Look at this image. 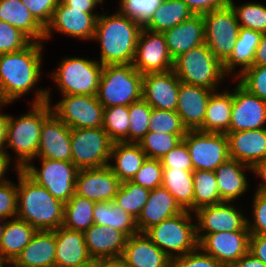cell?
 Returning a JSON list of instances; mask_svg holds the SVG:
<instances>
[{
	"instance_id": "obj_68",
	"label": "cell",
	"mask_w": 266,
	"mask_h": 267,
	"mask_svg": "<svg viewBox=\"0 0 266 267\" xmlns=\"http://www.w3.org/2000/svg\"><path fill=\"white\" fill-rule=\"evenodd\" d=\"M2 225H0V242H1V239H2V234H3V231H4V227H5V223L2 222L1 223Z\"/></svg>"
},
{
	"instance_id": "obj_58",
	"label": "cell",
	"mask_w": 266,
	"mask_h": 267,
	"mask_svg": "<svg viewBox=\"0 0 266 267\" xmlns=\"http://www.w3.org/2000/svg\"><path fill=\"white\" fill-rule=\"evenodd\" d=\"M66 6L77 9H84L85 13H92L97 6L95 0H61Z\"/></svg>"
},
{
	"instance_id": "obj_69",
	"label": "cell",
	"mask_w": 266,
	"mask_h": 267,
	"mask_svg": "<svg viewBox=\"0 0 266 267\" xmlns=\"http://www.w3.org/2000/svg\"><path fill=\"white\" fill-rule=\"evenodd\" d=\"M222 267H239L236 263H232V264H224L222 265Z\"/></svg>"
},
{
	"instance_id": "obj_16",
	"label": "cell",
	"mask_w": 266,
	"mask_h": 267,
	"mask_svg": "<svg viewBox=\"0 0 266 267\" xmlns=\"http://www.w3.org/2000/svg\"><path fill=\"white\" fill-rule=\"evenodd\" d=\"M99 14L85 13L84 9L71 8L59 0L50 23L44 31V39L51 38L52 31L84 40H93Z\"/></svg>"
},
{
	"instance_id": "obj_65",
	"label": "cell",
	"mask_w": 266,
	"mask_h": 267,
	"mask_svg": "<svg viewBox=\"0 0 266 267\" xmlns=\"http://www.w3.org/2000/svg\"><path fill=\"white\" fill-rule=\"evenodd\" d=\"M72 267H95V259L92 258V259L86 261L85 263L78 264V265H75Z\"/></svg>"
},
{
	"instance_id": "obj_62",
	"label": "cell",
	"mask_w": 266,
	"mask_h": 267,
	"mask_svg": "<svg viewBox=\"0 0 266 267\" xmlns=\"http://www.w3.org/2000/svg\"><path fill=\"white\" fill-rule=\"evenodd\" d=\"M254 171V174L256 176H259L262 178L261 185L258 186L257 190L258 192L266 193V158L260 160L253 168L252 172ZM264 181V182H263Z\"/></svg>"
},
{
	"instance_id": "obj_52",
	"label": "cell",
	"mask_w": 266,
	"mask_h": 267,
	"mask_svg": "<svg viewBox=\"0 0 266 267\" xmlns=\"http://www.w3.org/2000/svg\"><path fill=\"white\" fill-rule=\"evenodd\" d=\"M171 267H222L214 257L201 252L198 247L192 252L171 259Z\"/></svg>"
},
{
	"instance_id": "obj_64",
	"label": "cell",
	"mask_w": 266,
	"mask_h": 267,
	"mask_svg": "<svg viewBox=\"0 0 266 267\" xmlns=\"http://www.w3.org/2000/svg\"><path fill=\"white\" fill-rule=\"evenodd\" d=\"M10 159L7 154H0V184L5 183L7 180L4 176L9 168Z\"/></svg>"
},
{
	"instance_id": "obj_2",
	"label": "cell",
	"mask_w": 266,
	"mask_h": 267,
	"mask_svg": "<svg viewBox=\"0 0 266 267\" xmlns=\"http://www.w3.org/2000/svg\"><path fill=\"white\" fill-rule=\"evenodd\" d=\"M143 27L120 10L112 15L100 14L94 40L100 41V63L132 64L138 38Z\"/></svg>"
},
{
	"instance_id": "obj_49",
	"label": "cell",
	"mask_w": 266,
	"mask_h": 267,
	"mask_svg": "<svg viewBox=\"0 0 266 267\" xmlns=\"http://www.w3.org/2000/svg\"><path fill=\"white\" fill-rule=\"evenodd\" d=\"M32 41L16 27L0 20V54L17 52Z\"/></svg>"
},
{
	"instance_id": "obj_53",
	"label": "cell",
	"mask_w": 266,
	"mask_h": 267,
	"mask_svg": "<svg viewBox=\"0 0 266 267\" xmlns=\"http://www.w3.org/2000/svg\"><path fill=\"white\" fill-rule=\"evenodd\" d=\"M253 198V222L247 220L250 234L266 235V193L255 192Z\"/></svg>"
},
{
	"instance_id": "obj_32",
	"label": "cell",
	"mask_w": 266,
	"mask_h": 267,
	"mask_svg": "<svg viewBox=\"0 0 266 267\" xmlns=\"http://www.w3.org/2000/svg\"><path fill=\"white\" fill-rule=\"evenodd\" d=\"M113 158L115 164L109 163L108 166L118 179L124 182L132 180L147 156L138 143L113 142L109 160Z\"/></svg>"
},
{
	"instance_id": "obj_30",
	"label": "cell",
	"mask_w": 266,
	"mask_h": 267,
	"mask_svg": "<svg viewBox=\"0 0 266 267\" xmlns=\"http://www.w3.org/2000/svg\"><path fill=\"white\" fill-rule=\"evenodd\" d=\"M246 169L252 170V167L229 158L214 171L222 201L233 202L248 190Z\"/></svg>"
},
{
	"instance_id": "obj_27",
	"label": "cell",
	"mask_w": 266,
	"mask_h": 267,
	"mask_svg": "<svg viewBox=\"0 0 266 267\" xmlns=\"http://www.w3.org/2000/svg\"><path fill=\"white\" fill-rule=\"evenodd\" d=\"M54 230H37L30 242L10 264L13 267H55Z\"/></svg>"
},
{
	"instance_id": "obj_6",
	"label": "cell",
	"mask_w": 266,
	"mask_h": 267,
	"mask_svg": "<svg viewBox=\"0 0 266 267\" xmlns=\"http://www.w3.org/2000/svg\"><path fill=\"white\" fill-rule=\"evenodd\" d=\"M173 71L181 82L213 91L226 76L223 64L205 43L174 59Z\"/></svg>"
},
{
	"instance_id": "obj_1",
	"label": "cell",
	"mask_w": 266,
	"mask_h": 267,
	"mask_svg": "<svg viewBox=\"0 0 266 267\" xmlns=\"http://www.w3.org/2000/svg\"><path fill=\"white\" fill-rule=\"evenodd\" d=\"M49 89H39L31 106V111L17 118L10 116L5 148L12 147L17 155L15 170H22L37 157L41 128L53 113Z\"/></svg>"
},
{
	"instance_id": "obj_60",
	"label": "cell",
	"mask_w": 266,
	"mask_h": 267,
	"mask_svg": "<svg viewBox=\"0 0 266 267\" xmlns=\"http://www.w3.org/2000/svg\"><path fill=\"white\" fill-rule=\"evenodd\" d=\"M253 65L266 66V33H262L260 43L255 52Z\"/></svg>"
},
{
	"instance_id": "obj_46",
	"label": "cell",
	"mask_w": 266,
	"mask_h": 267,
	"mask_svg": "<svg viewBox=\"0 0 266 267\" xmlns=\"http://www.w3.org/2000/svg\"><path fill=\"white\" fill-rule=\"evenodd\" d=\"M149 131L155 133L186 134L187 128L176 111L152 108Z\"/></svg>"
},
{
	"instance_id": "obj_61",
	"label": "cell",
	"mask_w": 266,
	"mask_h": 267,
	"mask_svg": "<svg viewBox=\"0 0 266 267\" xmlns=\"http://www.w3.org/2000/svg\"><path fill=\"white\" fill-rule=\"evenodd\" d=\"M95 267H129L126 261L120 257L95 259Z\"/></svg>"
},
{
	"instance_id": "obj_66",
	"label": "cell",
	"mask_w": 266,
	"mask_h": 267,
	"mask_svg": "<svg viewBox=\"0 0 266 267\" xmlns=\"http://www.w3.org/2000/svg\"><path fill=\"white\" fill-rule=\"evenodd\" d=\"M7 104L9 105V103L6 101V99L4 98L1 88H0V108L1 106H7Z\"/></svg>"
},
{
	"instance_id": "obj_14",
	"label": "cell",
	"mask_w": 266,
	"mask_h": 267,
	"mask_svg": "<svg viewBox=\"0 0 266 267\" xmlns=\"http://www.w3.org/2000/svg\"><path fill=\"white\" fill-rule=\"evenodd\" d=\"M173 64L174 60L168 52L164 34L143 27L132 62L134 68L145 75L169 71L173 69Z\"/></svg>"
},
{
	"instance_id": "obj_50",
	"label": "cell",
	"mask_w": 266,
	"mask_h": 267,
	"mask_svg": "<svg viewBox=\"0 0 266 267\" xmlns=\"http://www.w3.org/2000/svg\"><path fill=\"white\" fill-rule=\"evenodd\" d=\"M237 79L250 93L266 101V66L253 65L240 74Z\"/></svg>"
},
{
	"instance_id": "obj_63",
	"label": "cell",
	"mask_w": 266,
	"mask_h": 267,
	"mask_svg": "<svg viewBox=\"0 0 266 267\" xmlns=\"http://www.w3.org/2000/svg\"><path fill=\"white\" fill-rule=\"evenodd\" d=\"M236 264L239 267H266V265L249 251Z\"/></svg>"
},
{
	"instance_id": "obj_8",
	"label": "cell",
	"mask_w": 266,
	"mask_h": 267,
	"mask_svg": "<svg viewBox=\"0 0 266 267\" xmlns=\"http://www.w3.org/2000/svg\"><path fill=\"white\" fill-rule=\"evenodd\" d=\"M103 70L99 61L66 57L53 72L62 95H97Z\"/></svg>"
},
{
	"instance_id": "obj_42",
	"label": "cell",
	"mask_w": 266,
	"mask_h": 267,
	"mask_svg": "<svg viewBox=\"0 0 266 267\" xmlns=\"http://www.w3.org/2000/svg\"><path fill=\"white\" fill-rule=\"evenodd\" d=\"M129 106L104 108L103 129L113 142H129Z\"/></svg>"
},
{
	"instance_id": "obj_18",
	"label": "cell",
	"mask_w": 266,
	"mask_h": 267,
	"mask_svg": "<svg viewBox=\"0 0 266 267\" xmlns=\"http://www.w3.org/2000/svg\"><path fill=\"white\" fill-rule=\"evenodd\" d=\"M249 231L216 232L204 235L198 247L222 265L236 263L249 251Z\"/></svg>"
},
{
	"instance_id": "obj_39",
	"label": "cell",
	"mask_w": 266,
	"mask_h": 267,
	"mask_svg": "<svg viewBox=\"0 0 266 267\" xmlns=\"http://www.w3.org/2000/svg\"><path fill=\"white\" fill-rule=\"evenodd\" d=\"M94 201L76 194L64 204L63 224L67 229L85 232L94 224Z\"/></svg>"
},
{
	"instance_id": "obj_33",
	"label": "cell",
	"mask_w": 266,
	"mask_h": 267,
	"mask_svg": "<svg viewBox=\"0 0 266 267\" xmlns=\"http://www.w3.org/2000/svg\"><path fill=\"white\" fill-rule=\"evenodd\" d=\"M233 106V93L223 91L213 92L205 111L203 125L198 129L202 132L224 133L229 132L231 111Z\"/></svg>"
},
{
	"instance_id": "obj_57",
	"label": "cell",
	"mask_w": 266,
	"mask_h": 267,
	"mask_svg": "<svg viewBox=\"0 0 266 267\" xmlns=\"http://www.w3.org/2000/svg\"><path fill=\"white\" fill-rule=\"evenodd\" d=\"M249 252L266 265V235L251 234Z\"/></svg>"
},
{
	"instance_id": "obj_59",
	"label": "cell",
	"mask_w": 266,
	"mask_h": 267,
	"mask_svg": "<svg viewBox=\"0 0 266 267\" xmlns=\"http://www.w3.org/2000/svg\"><path fill=\"white\" fill-rule=\"evenodd\" d=\"M1 109V108H0ZM10 115L0 113V154H7L11 160V156L5 151L4 148L7 137V128Z\"/></svg>"
},
{
	"instance_id": "obj_45",
	"label": "cell",
	"mask_w": 266,
	"mask_h": 267,
	"mask_svg": "<svg viewBox=\"0 0 266 267\" xmlns=\"http://www.w3.org/2000/svg\"><path fill=\"white\" fill-rule=\"evenodd\" d=\"M151 111L143 98L129 105V142L138 143L149 132Z\"/></svg>"
},
{
	"instance_id": "obj_70",
	"label": "cell",
	"mask_w": 266,
	"mask_h": 267,
	"mask_svg": "<svg viewBox=\"0 0 266 267\" xmlns=\"http://www.w3.org/2000/svg\"><path fill=\"white\" fill-rule=\"evenodd\" d=\"M97 3L102 4L104 0H95Z\"/></svg>"
},
{
	"instance_id": "obj_67",
	"label": "cell",
	"mask_w": 266,
	"mask_h": 267,
	"mask_svg": "<svg viewBox=\"0 0 266 267\" xmlns=\"http://www.w3.org/2000/svg\"><path fill=\"white\" fill-rule=\"evenodd\" d=\"M4 265H10V263L0 254V267H4Z\"/></svg>"
},
{
	"instance_id": "obj_7",
	"label": "cell",
	"mask_w": 266,
	"mask_h": 267,
	"mask_svg": "<svg viewBox=\"0 0 266 267\" xmlns=\"http://www.w3.org/2000/svg\"><path fill=\"white\" fill-rule=\"evenodd\" d=\"M190 214L184 210L151 226L144 233L171 259L185 255L198 248L196 223L192 224Z\"/></svg>"
},
{
	"instance_id": "obj_29",
	"label": "cell",
	"mask_w": 266,
	"mask_h": 267,
	"mask_svg": "<svg viewBox=\"0 0 266 267\" xmlns=\"http://www.w3.org/2000/svg\"><path fill=\"white\" fill-rule=\"evenodd\" d=\"M56 237L55 267H72L92 259L85 244L84 232L60 226L54 230Z\"/></svg>"
},
{
	"instance_id": "obj_17",
	"label": "cell",
	"mask_w": 266,
	"mask_h": 267,
	"mask_svg": "<svg viewBox=\"0 0 266 267\" xmlns=\"http://www.w3.org/2000/svg\"><path fill=\"white\" fill-rule=\"evenodd\" d=\"M233 91L229 131L266 128V101L250 93L238 81Z\"/></svg>"
},
{
	"instance_id": "obj_47",
	"label": "cell",
	"mask_w": 266,
	"mask_h": 267,
	"mask_svg": "<svg viewBox=\"0 0 266 267\" xmlns=\"http://www.w3.org/2000/svg\"><path fill=\"white\" fill-rule=\"evenodd\" d=\"M163 0H120L119 10L144 27Z\"/></svg>"
},
{
	"instance_id": "obj_48",
	"label": "cell",
	"mask_w": 266,
	"mask_h": 267,
	"mask_svg": "<svg viewBox=\"0 0 266 267\" xmlns=\"http://www.w3.org/2000/svg\"><path fill=\"white\" fill-rule=\"evenodd\" d=\"M163 170L161 160L147 158L131 182L153 190L156 187L162 186Z\"/></svg>"
},
{
	"instance_id": "obj_11",
	"label": "cell",
	"mask_w": 266,
	"mask_h": 267,
	"mask_svg": "<svg viewBox=\"0 0 266 267\" xmlns=\"http://www.w3.org/2000/svg\"><path fill=\"white\" fill-rule=\"evenodd\" d=\"M193 165V171H215L229 157L228 137L224 133L188 130L183 137Z\"/></svg>"
},
{
	"instance_id": "obj_23",
	"label": "cell",
	"mask_w": 266,
	"mask_h": 267,
	"mask_svg": "<svg viewBox=\"0 0 266 267\" xmlns=\"http://www.w3.org/2000/svg\"><path fill=\"white\" fill-rule=\"evenodd\" d=\"M226 135L231 159L253 168L266 158V128L229 131Z\"/></svg>"
},
{
	"instance_id": "obj_40",
	"label": "cell",
	"mask_w": 266,
	"mask_h": 267,
	"mask_svg": "<svg viewBox=\"0 0 266 267\" xmlns=\"http://www.w3.org/2000/svg\"><path fill=\"white\" fill-rule=\"evenodd\" d=\"M192 177L194 182L193 212L199 208L223 202L219 196L214 171L195 170Z\"/></svg>"
},
{
	"instance_id": "obj_28",
	"label": "cell",
	"mask_w": 266,
	"mask_h": 267,
	"mask_svg": "<svg viewBox=\"0 0 266 267\" xmlns=\"http://www.w3.org/2000/svg\"><path fill=\"white\" fill-rule=\"evenodd\" d=\"M121 257L129 267H171V258L145 233L128 237Z\"/></svg>"
},
{
	"instance_id": "obj_54",
	"label": "cell",
	"mask_w": 266,
	"mask_h": 267,
	"mask_svg": "<svg viewBox=\"0 0 266 267\" xmlns=\"http://www.w3.org/2000/svg\"><path fill=\"white\" fill-rule=\"evenodd\" d=\"M11 182L0 184V216L5 220L17 216V185Z\"/></svg>"
},
{
	"instance_id": "obj_9",
	"label": "cell",
	"mask_w": 266,
	"mask_h": 267,
	"mask_svg": "<svg viewBox=\"0 0 266 267\" xmlns=\"http://www.w3.org/2000/svg\"><path fill=\"white\" fill-rule=\"evenodd\" d=\"M39 170L28 163L22 171L36 184L45 187L55 198L66 204L75 194V184L79 169L69 161L41 158Z\"/></svg>"
},
{
	"instance_id": "obj_10",
	"label": "cell",
	"mask_w": 266,
	"mask_h": 267,
	"mask_svg": "<svg viewBox=\"0 0 266 267\" xmlns=\"http://www.w3.org/2000/svg\"><path fill=\"white\" fill-rule=\"evenodd\" d=\"M112 145L103 127L71 129L72 163L78 169L108 165Z\"/></svg>"
},
{
	"instance_id": "obj_20",
	"label": "cell",
	"mask_w": 266,
	"mask_h": 267,
	"mask_svg": "<svg viewBox=\"0 0 266 267\" xmlns=\"http://www.w3.org/2000/svg\"><path fill=\"white\" fill-rule=\"evenodd\" d=\"M180 83L173 69L145 74L142 98L154 109L176 111Z\"/></svg>"
},
{
	"instance_id": "obj_4",
	"label": "cell",
	"mask_w": 266,
	"mask_h": 267,
	"mask_svg": "<svg viewBox=\"0 0 266 267\" xmlns=\"http://www.w3.org/2000/svg\"><path fill=\"white\" fill-rule=\"evenodd\" d=\"M42 42L17 52L0 54V88L8 103L31 91L41 75Z\"/></svg>"
},
{
	"instance_id": "obj_15",
	"label": "cell",
	"mask_w": 266,
	"mask_h": 267,
	"mask_svg": "<svg viewBox=\"0 0 266 267\" xmlns=\"http://www.w3.org/2000/svg\"><path fill=\"white\" fill-rule=\"evenodd\" d=\"M231 203L223 201L195 211L198 241L204 235L216 232L249 231L247 217Z\"/></svg>"
},
{
	"instance_id": "obj_71",
	"label": "cell",
	"mask_w": 266,
	"mask_h": 267,
	"mask_svg": "<svg viewBox=\"0 0 266 267\" xmlns=\"http://www.w3.org/2000/svg\"><path fill=\"white\" fill-rule=\"evenodd\" d=\"M6 220L3 219L1 216H0V222H5Z\"/></svg>"
},
{
	"instance_id": "obj_36",
	"label": "cell",
	"mask_w": 266,
	"mask_h": 267,
	"mask_svg": "<svg viewBox=\"0 0 266 267\" xmlns=\"http://www.w3.org/2000/svg\"><path fill=\"white\" fill-rule=\"evenodd\" d=\"M94 224L111 226L128 237L139 233L136 219L113 201L96 202L93 213Z\"/></svg>"
},
{
	"instance_id": "obj_21",
	"label": "cell",
	"mask_w": 266,
	"mask_h": 267,
	"mask_svg": "<svg viewBox=\"0 0 266 267\" xmlns=\"http://www.w3.org/2000/svg\"><path fill=\"white\" fill-rule=\"evenodd\" d=\"M38 157L72 162L71 129L54 113L42 125Z\"/></svg>"
},
{
	"instance_id": "obj_3",
	"label": "cell",
	"mask_w": 266,
	"mask_h": 267,
	"mask_svg": "<svg viewBox=\"0 0 266 267\" xmlns=\"http://www.w3.org/2000/svg\"><path fill=\"white\" fill-rule=\"evenodd\" d=\"M17 216L36 230L53 231L63 224L64 203L55 199L45 187L36 184L18 170Z\"/></svg>"
},
{
	"instance_id": "obj_22",
	"label": "cell",
	"mask_w": 266,
	"mask_h": 267,
	"mask_svg": "<svg viewBox=\"0 0 266 267\" xmlns=\"http://www.w3.org/2000/svg\"><path fill=\"white\" fill-rule=\"evenodd\" d=\"M213 90L181 82L176 112L187 130H198L204 121L205 111Z\"/></svg>"
},
{
	"instance_id": "obj_24",
	"label": "cell",
	"mask_w": 266,
	"mask_h": 267,
	"mask_svg": "<svg viewBox=\"0 0 266 267\" xmlns=\"http://www.w3.org/2000/svg\"><path fill=\"white\" fill-rule=\"evenodd\" d=\"M168 52L172 59L205 43V22L202 15H192L163 32Z\"/></svg>"
},
{
	"instance_id": "obj_26",
	"label": "cell",
	"mask_w": 266,
	"mask_h": 267,
	"mask_svg": "<svg viewBox=\"0 0 266 267\" xmlns=\"http://www.w3.org/2000/svg\"><path fill=\"white\" fill-rule=\"evenodd\" d=\"M183 211L166 188L163 186L156 187L150 190L147 203L136 220L137 229L139 233H144L151 226L176 216Z\"/></svg>"
},
{
	"instance_id": "obj_35",
	"label": "cell",
	"mask_w": 266,
	"mask_h": 267,
	"mask_svg": "<svg viewBox=\"0 0 266 267\" xmlns=\"http://www.w3.org/2000/svg\"><path fill=\"white\" fill-rule=\"evenodd\" d=\"M6 220L2 239L0 242V254L11 264L21 251L30 242L36 229L24 220L15 217Z\"/></svg>"
},
{
	"instance_id": "obj_12",
	"label": "cell",
	"mask_w": 266,
	"mask_h": 267,
	"mask_svg": "<svg viewBox=\"0 0 266 267\" xmlns=\"http://www.w3.org/2000/svg\"><path fill=\"white\" fill-rule=\"evenodd\" d=\"M205 22V44L223 64L232 54L239 34V23L228 5L202 15Z\"/></svg>"
},
{
	"instance_id": "obj_13",
	"label": "cell",
	"mask_w": 266,
	"mask_h": 267,
	"mask_svg": "<svg viewBox=\"0 0 266 267\" xmlns=\"http://www.w3.org/2000/svg\"><path fill=\"white\" fill-rule=\"evenodd\" d=\"M62 96L52 112L70 129L102 127L104 107L97 95Z\"/></svg>"
},
{
	"instance_id": "obj_37",
	"label": "cell",
	"mask_w": 266,
	"mask_h": 267,
	"mask_svg": "<svg viewBox=\"0 0 266 267\" xmlns=\"http://www.w3.org/2000/svg\"><path fill=\"white\" fill-rule=\"evenodd\" d=\"M192 15L193 13L184 1L163 0L144 28L163 33L189 19Z\"/></svg>"
},
{
	"instance_id": "obj_38",
	"label": "cell",
	"mask_w": 266,
	"mask_h": 267,
	"mask_svg": "<svg viewBox=\"0 0 266 267\" xmlns=\"http://www.w3.org/2000/svg\"><path fill=\"white\" fill-rule=\"evenodd\" d=\"M193 171L164 169L162 186L175 198L183 210L193 212L194 182Z\"/></svg>"
},
{
	"instance_id": "obj_5",
	"label": "cell",
	"mask_w": 266,
	"mask_h": 267,
	"mask_svg": "<svg viewBox=\"0 0 266 267\" xmlns=\"http://www.w3.org/2000/svg\"><path fill=\"white\" fill-rule=\"evenodd\" d=\"M143 75L132 64L103 66L97 98L104 108L142 99Z\"/></svg>"
},
{
	"instance_id": "obj_43",
	"label": "cell",
	"mask_w": 266,
	"mask_h": 267,
	"mask_svg": "<svg viewBox=\"0 0 266 267\" xmlns=\"http://www.w3.org/2000/svg\"><path fill=\"white\" fill-rule=\"evenodd\" d=\"M186 134H168L148 132L139 142L147 158L161 160L163 156L177 146Z\"/></svg>"
},
{
	"instance_id": "obj_41",
	"label": "cell",
	"mask_w": 266,
	"mask_h": 267,
	"mask_svg": "<svg viewBox=\"0 0 266 267\" xmlns=\"http://www.w3.org/2000/svg\"><path fill=\"white\" fill-rule=\"evenodd\" d=\"M149 192V189L131 181H124L121 183L113 202L137 220L147 203Z\"/></svg>"
},
{
	"instance_id": "obj_19",
	"label": "cell",
	"mask_w": 266,
	"mask_h": 267,
	"mask_svg": "<svg viewBox=\"0 0 266 267\" xmlns=\"http://www.w3.org/2000/svg\"><path fill=\"white\" fill-rule=\"evenodd\" d=\"M121 183L108 165L79 169L75 194L94 202L113 201Z\"/></svg>"
},
{
	"instance_id": "obj_34",
	"label": "cell",
	"mask_w": 266,
	"mask_h": 267,
	"mask_svg": "<svg viewBox=\"0 0 266 267\" xmlns=\"http://www.w3.org/2000/svg\"><path fill=\"white\" fill-rule=\"evenodd\" d=\"M261 36V32L240 27L233 52L223 63V69L226 75L232 72L234 73L237 65L241 66V69L234 78L253 66L255 52L260 43Z\"/></svg>"
},
{
	"instance_id": "obj_44",
	"label": "cell",
	"mask_w": 266,
	"mask_h": 267,
	"mask_svg": "<svg viewBox=\"0 0 266 267\" xmlns=\"http://www.w3.org/2000/svg\"><path fill=\"white\" fill-rule=\"evenodd\" d=\"M229 6L233 10L240 27L266 33L265 5L248 2L237 6L233 0H229Z\"/></svg>"
},
{
	"instance_id": "obj_31",
	"label": "cell",
	"mask_w": 266,
	"mask_h": 267,
	"mask_svg": "<svg viewBox=\"0 0 266 267\" xmlns=\"http://www.w3.org/2000/svg\"><path fill=\"white\" fill-rule=\"evenodd\" d=\"M0 20L16 27L32 42L44 40L45 28L33 17L21 0H0Z\"/></svg>"
},
{
	"instance_id": "obj_51",
	"label": "cell",
	"mask_w": 266,
	"mask_h": 267,
	"mask_svg": "<svg viewBox=\"0 0 266 267\" xmlns=\"http://www.w3.org/2000/svg\"><path fill=\"white\" fill-rule=\"evenodd\" d=\"M161 163L164 169L193 171L191 156L184 140L166 153L161 159Z\"/></svg>"
},
{
	"instance_id": "obj_25",
	"label": "cell",
	"mask_w": 266,
	"mask_h": 267,
	"mask_svg": "<svg viewBox=\"0 0 266 267\" xmlns=\"http://www.w3.org/2000/svg\"><path fill=\"white\" fill-rule=\"evenodd\" d=\"M85 244L94 259L120 257L128 236L111 226L93 224L85 232Z\"/></svg>"
},
{
	"instance_id": "obj_55",
	"label": "cell",
	"mask_w": 266,
	"mask_h": 267,
	"mask_svg": "<svg viewBox=\"0 0 266 267\" xmlns=\"http://www.w3.org/2000/svg\"><path fill=\"white\" fill-rule=\"evenodd\" d=\"M33 17L44 27L50 23L59 0H21Z\"/></svg>"
},
{
	"instance_id": "obj_56",
	"label": "cell",
	"mask_w": 266,
	"mask_h": 267,
	"mask_svg": "<svg viewBox=\"0 0 266 267\" xmlns=\"http://www.w3.org/2000/svg\"><path fill=\"white\" fill-rule=\"evenodd\" d=\"M187 4L193 15H203L229 5V0H182Z\"/></svg>"
}]
</instances>
